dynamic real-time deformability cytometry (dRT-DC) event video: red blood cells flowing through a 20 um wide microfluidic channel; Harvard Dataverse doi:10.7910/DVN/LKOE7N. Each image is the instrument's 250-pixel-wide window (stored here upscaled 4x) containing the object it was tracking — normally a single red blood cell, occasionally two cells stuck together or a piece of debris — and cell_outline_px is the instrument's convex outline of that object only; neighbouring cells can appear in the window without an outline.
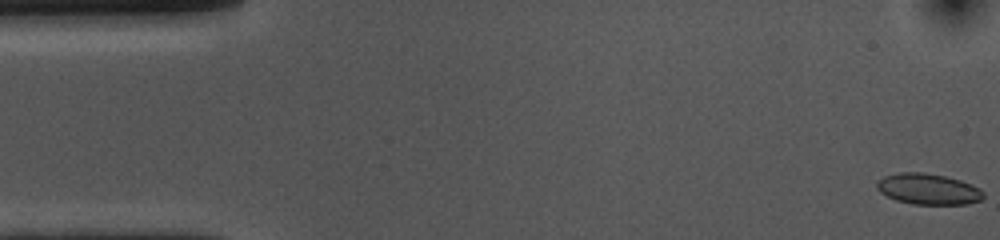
{"species": "common noctule bat (a hibernating species)", "species_latin": "Nyctalus noctula", "temperature_condition": "cold", "stored_images_in_passage": 54, "camera_frame_rate_fps": 3000, "um_per_image_px": 0.085, "animal": {"sex": "female", "body_mass_g": 10.0, "forearm_length_mm": 53.1}, "frame": {"image": 1, "passage_image": 1, "time_ms": 0.0, "image_size_px": [1000, 240], "cell_outline_px": [[984, 196], [980, 200], [968, 204], [912, 204], [896, 200], [880, 192], [876, 188], [876, 184], [884, 176], [900, 172], [924, 172], [944, 176], [960, 180], [980, 188], [984, 192]], "centroid_in_image_um": [78.9, 16.07], "position_along_channel_um": 6.1, "area_um2": 19.13}}
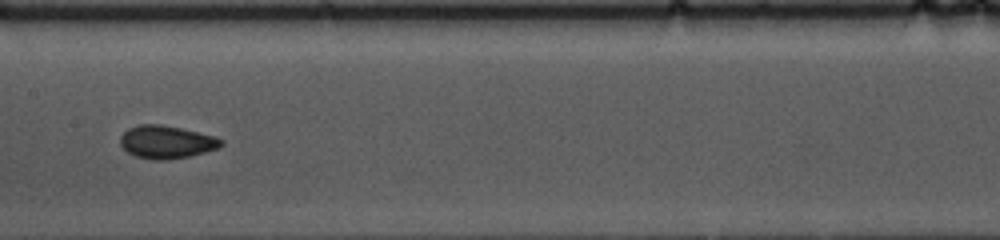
{"frame": {"image": 2, "passage_image": 26, "time_ms": 8.333, "image_size_px": [1000, 240], "cell_outline_px": [[224, 144], [220, 148], [188, 156], [168, 160], [152, 160], [136, 156], [128, 152], [120, 144], [120, 136], [128, 128], [140, 124], [160, 124], [180, 128], [216, 136], [224, 140]], "centroid_in_image_um": [14.17, 12.07], "position_along_channel_um": 193.2, "area_um2": 19.42}}
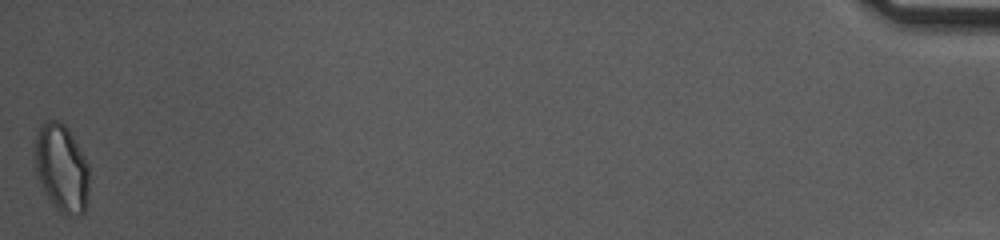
{"frame": {"image": 3, "passage_image": 54, "time_ms": 17.667, "image_size_px": [1000, 240], "cell_outline_px": [[88, 204], [84, 212], [80, 216], [68, 216], [60, 212], [56, 208], [48, 196], [36, 172], [36, 136], [40, 124], [48, 120], [56, 120], [64, 124], [68, 128], [84, 156], [88, 164]], "centroid_in_image_um": [5.27, 14.3], "position_along_channel_um": 429.9, "area_um2": 27.51}, "authors_computed_cell_mechanics": {"area_um2": 18.9006, "velocity_mm_per_s": 3.6473, "shape_relaxation_time_tau1_ms": 4.137, "shape_relaxation_time_tau2_ms": 2.117, "deformation_change_tau1": 0.0925, "deformation_change_tau2": 0.0493}}